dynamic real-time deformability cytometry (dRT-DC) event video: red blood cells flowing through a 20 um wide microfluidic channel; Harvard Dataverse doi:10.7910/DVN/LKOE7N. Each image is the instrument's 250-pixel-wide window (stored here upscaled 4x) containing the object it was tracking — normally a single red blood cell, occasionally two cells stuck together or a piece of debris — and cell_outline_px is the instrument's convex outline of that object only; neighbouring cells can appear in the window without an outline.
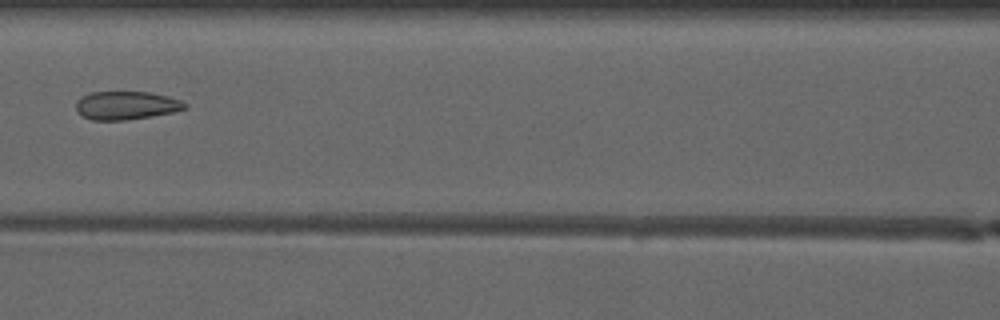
{"species": "common noctule bat (a hibernating species)", "species_latin": "Nyctalus noctula", "temperature_condition": "warm", "stored_images_in_passage": 7, "camera_frame_rate_fps": 3000, "um_per_image_px": 0.085, "animal": {"sex": "male", "forearm_length_mm": 52.5}, "frame": {"image": 1, "passage_image": 7, "time_ms": 7.0, "image_size_px": [1000, 320], "cell_outline_px": [[188, 108], [172, 112], [152, 116], [124, 120], [92, 120], [80, 116], [76, 108], [76, 100], [92, 92], [148, 92], [168, 96], [180, 100], [188, 104]], "centroid_in_image_um": [10.73, 8.96], "position_along_channel_um": 155.9, "area_um2": 17.98}}